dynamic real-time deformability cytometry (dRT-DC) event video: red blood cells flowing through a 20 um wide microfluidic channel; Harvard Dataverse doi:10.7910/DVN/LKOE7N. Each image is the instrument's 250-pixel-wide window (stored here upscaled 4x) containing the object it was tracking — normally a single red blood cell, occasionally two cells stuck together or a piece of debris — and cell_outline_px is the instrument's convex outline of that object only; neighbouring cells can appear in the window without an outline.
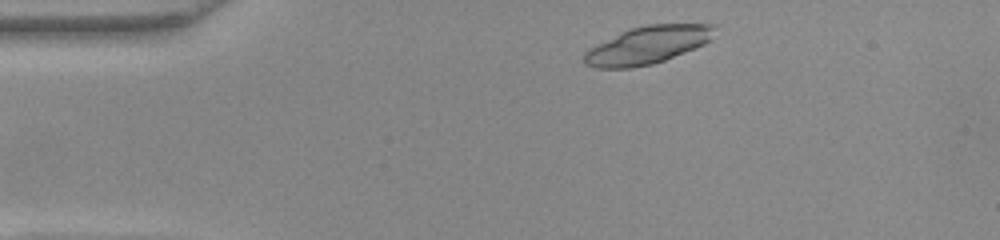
{"species": "common noctule bat (a hibernating species)", "species_latin": "Nyctalus noctula", "temperature_condition": "warm", "stored_images_in_passage": 45, "camera_frame_rate_fps": 3000, "um_per_image_px": 0.085, "animal": {"sex": "female", "body_mass_g": 22.0, "forearm_length_mm": 56.7}, "frame": {"image": 1, "passage_image": 2, "time_ms": 0.333, "image_size_px": [1000, 240], "cell_outline_px": [[716, 24], [712, 40], [704, 44], [664, 60], [652, 64], [632, 68], [596, 68], [584, 64], [584, 52], [628, 28], [648, 24]], "centroid_in_image_um": [55.06, 3.82], "position_along_channel_um": 29.9, "area_um2": 28.44}}